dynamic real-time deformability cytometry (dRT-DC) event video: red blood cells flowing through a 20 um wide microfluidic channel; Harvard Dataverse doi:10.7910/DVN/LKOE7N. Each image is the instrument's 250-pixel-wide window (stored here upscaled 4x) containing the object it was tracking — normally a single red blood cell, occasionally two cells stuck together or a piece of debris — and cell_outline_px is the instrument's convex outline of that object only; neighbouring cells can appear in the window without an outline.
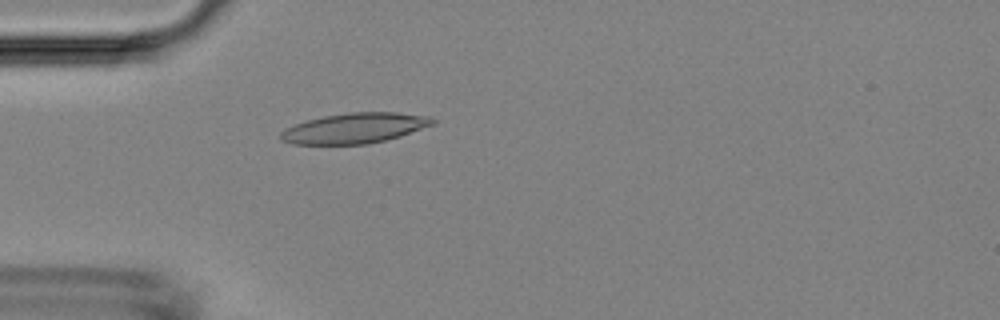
{"species": "Egyptian fruit bat (a non-hibernating species)", "species_latin": "Rousettus aegyptiacus", "temperature_condition": "room temperature", "stored_images_in_passage": 37, "camera_frame_rate_fps": 3000, "um_per_image_px": 0.085, "animal": {"sex": "female"}, "frame": {"image": 1, "passage_image": 7, "time_ms": 2.0, "image_size_px": [1000, 320], "cell_outline_px": [[436, 124], [400, 136], [368, 144], [292, 144], [280, 140], [280, 132], [284, 128], [308, 120], [324, 116], [352, 112], [396, 112], [428, 116], [436, 120]], "centroid_in_image_um": [30.16, 10.89], "position_along_channel_um": 54.8, "area_um2": 26.82}}
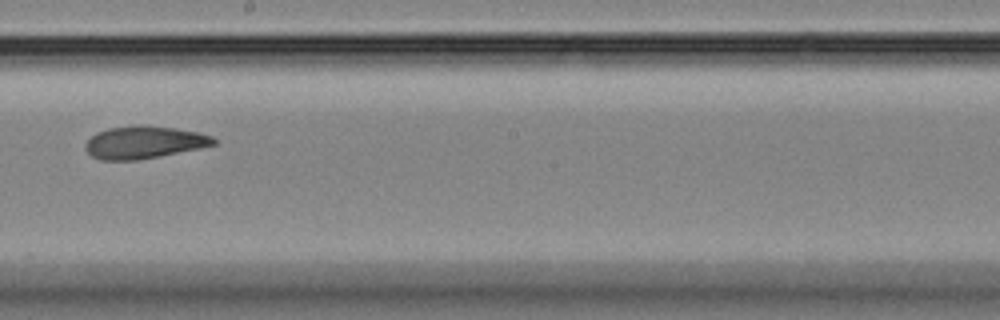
{"frame": {"image": 2, "passage_image": 21, "time_ms": 6.667, "image_size_px": [1000, 320], "cell_outline_px": [[216, 144], [200, 148], [160, 156], [136, 160], [100, 160], [92, 156], [84, 148], [84, 144], [96, 132], [108, 128], [144, 124], [176, 128], [200, 132], [212, 136], [216, 140]], "centroid_in_image_um": [12.25, 12.09], "position_along_channel_um": 236.0, "area_um2": 24.45}}
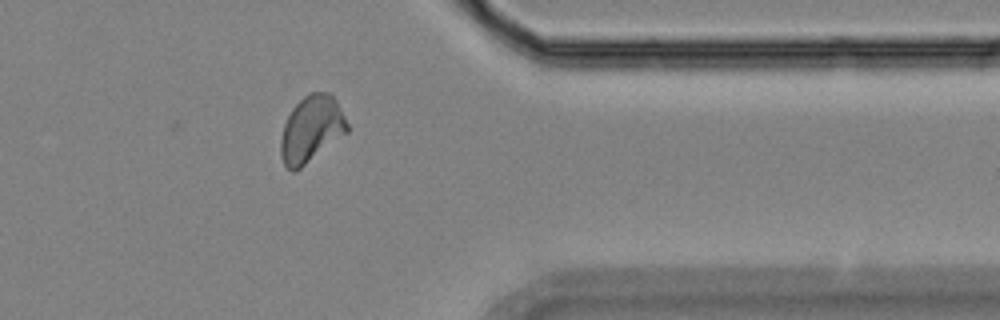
{"frame": {"image": 3, "passage_image": 33, "time_ms": 10.667, "image_size_px": [1000, 320], "cell_outline_px": [[348, 132], [296, 172], [292, 172], [284, 164], [280, 156], [280, 140], [284, 124], [292, 108], [308, 92], [328, 92], [336, 100], [348, 124]], "centroid_in_image_um": [26.45, 10.99], "position_along_channel_um": 385.0, "area_um2": 25.78}}